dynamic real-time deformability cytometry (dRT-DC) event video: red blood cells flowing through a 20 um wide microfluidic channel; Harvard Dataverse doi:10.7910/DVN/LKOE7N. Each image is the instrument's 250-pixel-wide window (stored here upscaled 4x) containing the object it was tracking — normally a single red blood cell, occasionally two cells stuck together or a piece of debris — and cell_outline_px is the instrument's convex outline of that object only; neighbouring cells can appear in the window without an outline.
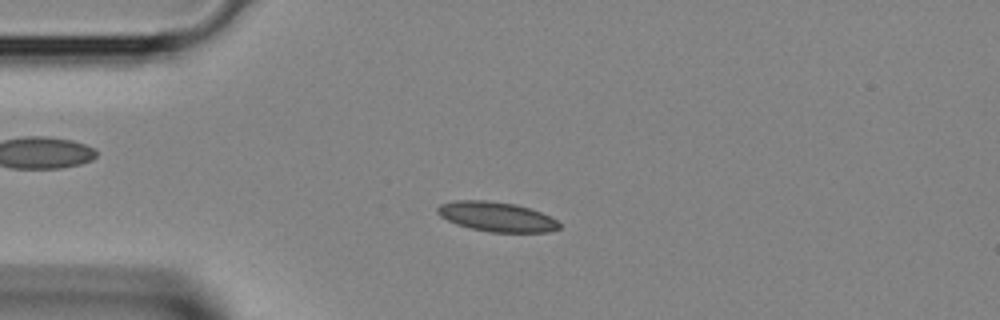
{"species": "Egyptian fruit bat (a non-hibernating species)", "species_latin": "Rousettus aegyptiacus", "temperature_condition": "room temperature", "stored_images_in_passage": 39, "camera_frame_rate_fps": 3000, "um_per_image_px": 0.085, "animal": {"sex": "female"}, "frame": {"image": 1, "passage_image": 9, "time_ms": 2.667, "image_size_px": [1000, 320], "cell_outline_px": [[560, 228], [548, 232], [488, 232], [456, 224], [440, 216], [436, 212], [436, 208], [440, 204], [456, 200], [484, 200], [516, 204], [540, 212], [556, 220], [560, 224]], "centroid_in_image_um": [42.18, 18.42], "position_along_channel_um": 42.8, "area_um2": 20.92}}
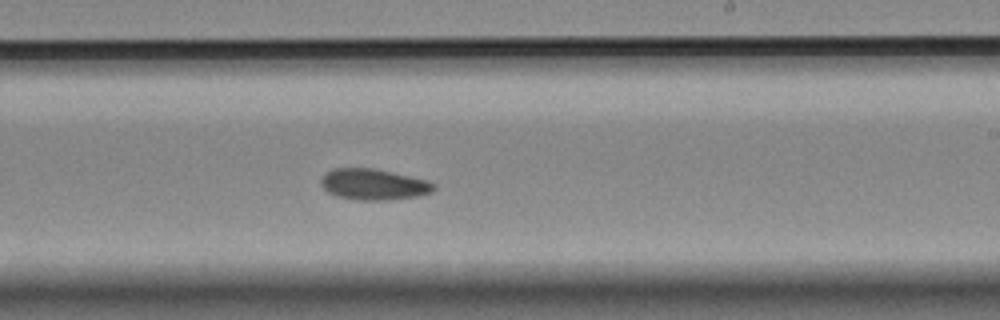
{"frame": {"image": 2, "passage_image": 23, "time_ms": 7.333, "image_size_px": [1000, 320], "cell_outline_px": [[436, 188], [432, 192], [416, 196], [392, 200], [360, 200], [336, 196], [328, 192], [320, 184], [320, 180], [332, 168], [372, 168], [428, 180], [436, 184]], "centroid_in_image_um": [31.77, 15.68], "position_along_channel_um": 257.2, "area_um2": 20.35}}
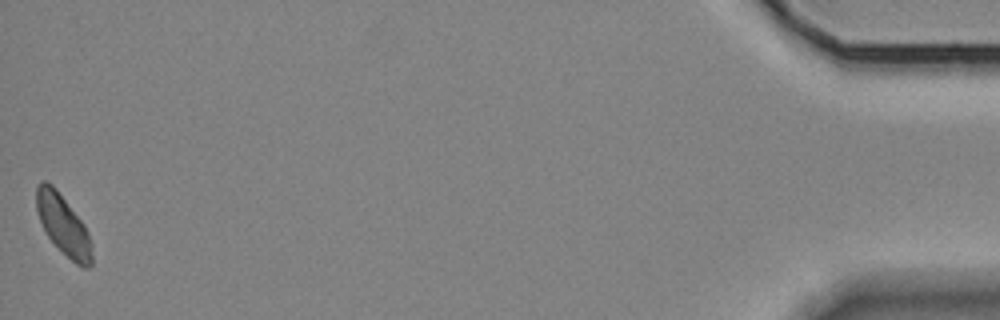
{"frame": {"image": 3, "passage_image": 39, "time_ms": 12.667, "image_size_px": [1000, 320], "cell_outline_px": [[92, 264], [88, 268], [84, 268], [76, 264], [48, 236], [36, 212], [36, 184], [40, 180], [44, 180], [52, 184], [56, 188], [84, 224], [88, 232], [92, 244]], "centroid_in_image_um": [5.38, 19.08], "position_along_channel_um": 429.8, "area_um2": 19.31}}